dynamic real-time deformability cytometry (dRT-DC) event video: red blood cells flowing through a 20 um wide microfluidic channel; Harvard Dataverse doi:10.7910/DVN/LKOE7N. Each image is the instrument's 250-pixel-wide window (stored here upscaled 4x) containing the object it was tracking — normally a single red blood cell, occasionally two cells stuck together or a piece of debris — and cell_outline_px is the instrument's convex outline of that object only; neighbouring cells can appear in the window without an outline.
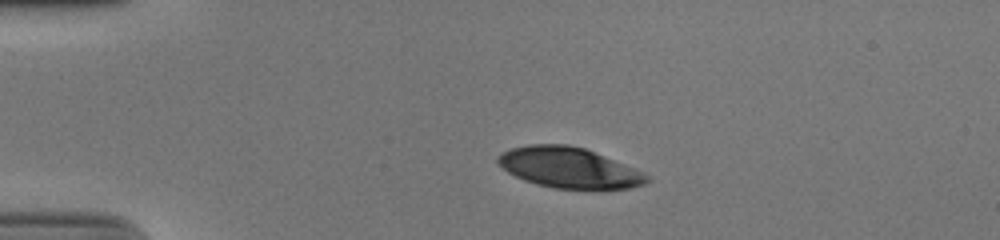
{"species": "human", "species_latin": "Homo sapiens", "temperature_condition": "cold", "stored_images_in_passage": 42, "camera_frame_rate_fps": 3000, "um_per_image_px": 0.085, "donor": {"sex": "male"}, "frame": {"image": 1, "passage_image": 1, "time_ms": 0.0, "image_size_px": [1000, 240], "cell_outline_px": [[652, 180], [644, 184], [628, 188], [552, 188], [536, 184], [524, 180], [508, 172], [496, 160], [504, 152], [512, 148], [528, 144], [568, 144], [584, 148], [636, 168], [644, 172]], "centroid_in_image_um": [48.4, 14.25], "position_along_channel_um": 36.6, "area_um2": 34.85}}
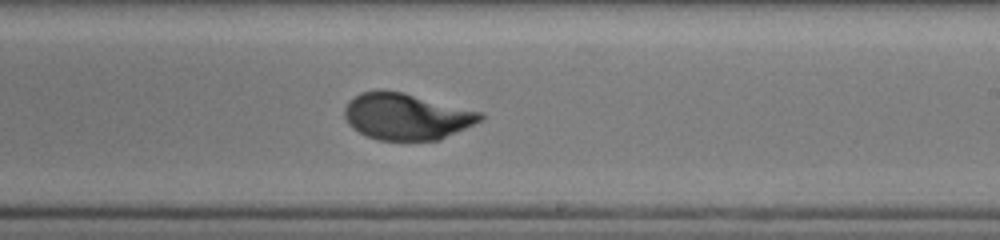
{"frame": {"image": 2, "passage_image": 22, "time_ms": 7.0, "image_size_px": [1000, 240], "cell_outline_px": [[484, 116], [480, 120], [440, 140], [376, 140], [352, 128], [348, 124], [344, 116], [344, 108], [348, 100], [360, 92], [404, 92], [484, 112]], "centroid_in_image_um": [34.54, 9.91], "position_along_channel_um": 254.5, "area_um2": 36.53}}
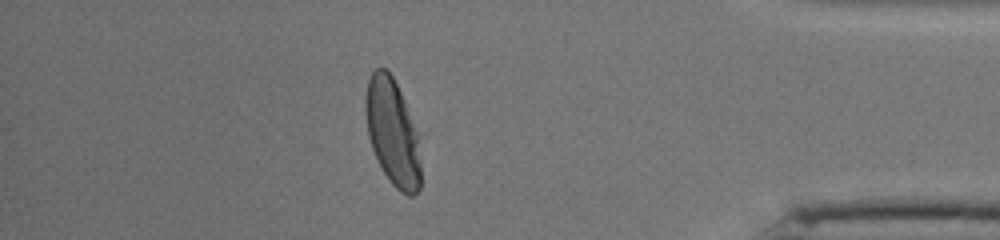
{"frame": {"image": 3, "passage_image": 36, "time_ms": 11.667, "image_size_px": [1000, 240], "cell_outline_px": [[420, 188], [412, 196], [408, 196], [400, 192], [392, 184], [384, 172], [372, 148], [368, 136], [364, 112], [364, 100], [368, 80], [372, 72], [376, 68], [388, 68], [404, 100], [416, 136], [420, 164]], "centroid_in_image_um": [33.32, 11.23], "position_along_channel_um": 401.9, "area_um2": 33.7}, "authors_computed_cell_mechanics": {"area_um2": 37.0498, "velocity_mm_per_s": 3.8456, "shape_relaxation_time_tau1_ms": 3.2544, "shape_relaxation_time_tau2_ms": 0.7168, "deformation_change_tau1": 0.1786, "deformation_change_tau2": 0.0478}}